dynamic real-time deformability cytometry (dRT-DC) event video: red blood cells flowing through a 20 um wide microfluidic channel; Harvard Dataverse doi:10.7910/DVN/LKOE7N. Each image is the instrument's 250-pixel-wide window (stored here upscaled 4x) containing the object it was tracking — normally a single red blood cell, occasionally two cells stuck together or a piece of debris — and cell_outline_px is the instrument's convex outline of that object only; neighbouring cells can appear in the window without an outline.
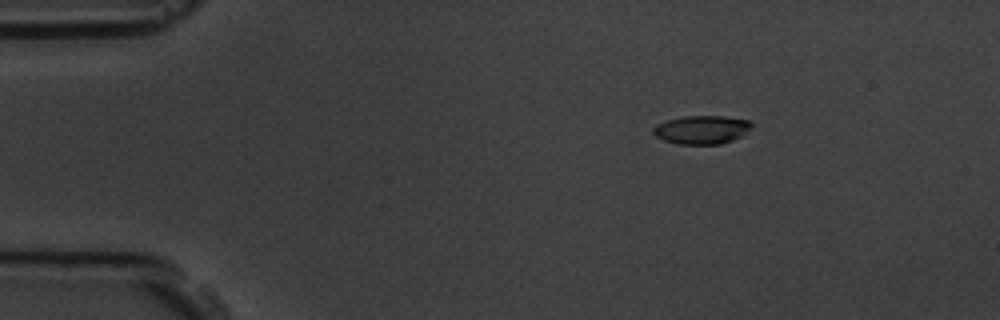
{"species": "common noctule bat (a hibernating species)", "species_latin": "Nyctalus noctula", "temperature_condition": "room temperature", "stored_images_in_passage": 4, "camera_frame_rate_fps": 3000, "um_per_image_px": 0.085, "animal": {"sex": "male", "body_mass_g": 19.5, "forearm_length_mm": 54.6}, "frame": {"image": 1, "passage_image": 2, "time_ms": 1.333, "image_size_px": [1000, 320], "cell_outline_px": [[752, 124], [740, 136], [732, 140], [720, 144], [680, 144], [664, 140], [656, 136], [652, 132], [652, 128], [656, 124], [668, 120], [684, 116], [724, 116], [752, 120]], "centroid_in_image_um": [59.62, 11.01], "position_along_channel_um": 25.4, "area_um2": 16.18}}